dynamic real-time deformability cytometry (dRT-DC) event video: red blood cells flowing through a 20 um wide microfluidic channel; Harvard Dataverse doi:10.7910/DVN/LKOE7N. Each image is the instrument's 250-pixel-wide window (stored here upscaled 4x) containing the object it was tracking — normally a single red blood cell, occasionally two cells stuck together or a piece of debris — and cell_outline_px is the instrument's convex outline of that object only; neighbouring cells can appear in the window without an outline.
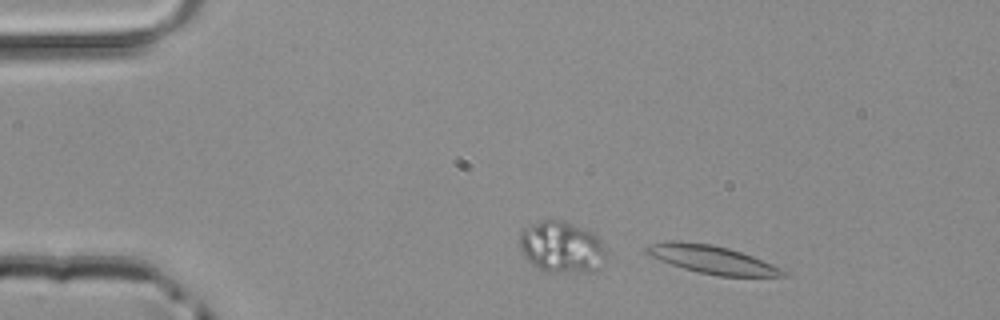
{"species": "common noctule bat (a hibernating species)", "species_latin": "Nyctalus noctula", "temperature_condition": "room temperature", "stored_images_in_passage": 41, "camera_frame_rate_fps": 3000, "um_per_image_px": 0.085, "animal": {"sex": "male", "body_mass_g": 20.4}, "frame": {"image": 1, "passage_image": 2, "time_ms": 0.333, "image_size_px": [1000, 320], "cell_outline_px": [[788, 276], [720, 276], [700, 272], [684, 268], [660, 260], [644, 252], [644, 248], [648, 244], [668, 240], [676, 240], [712, 244], [728, 248], [752, 256], [772, 264], [788, 272]], "centroid_in_image_um": [60.49, 22.04], "position_along_channel_um": 24.5, "area_um2": 22.2}}
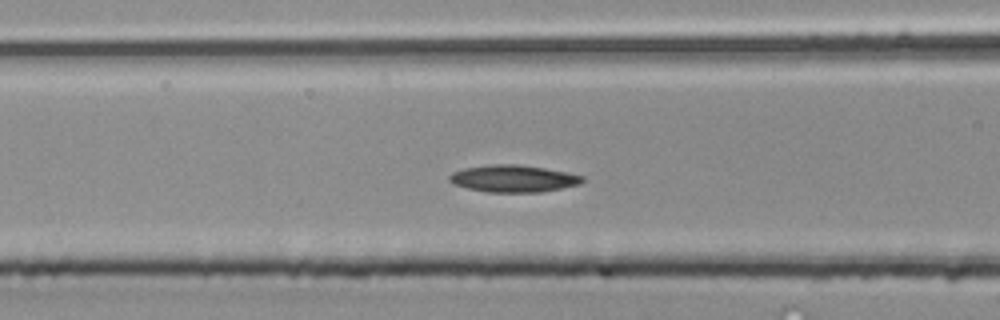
{"frame": {"image": 2, "passage_image": 15, "time_ms": 4.667, "image_size_px": [1000, 320], "cell_outline_px": [[584, 180], [580, 184], [540, 192], [488, 192], [468, 188], [452, 184], [448, 180], [448, 176], [452, 172], [464, 168], [488, 164], [516, 164], [544, 168], [584, 176]], "centroid_in_image_um": [43.58, 15.17], "position_along_channel_um": 123.0, "area_um2": 20.92}}
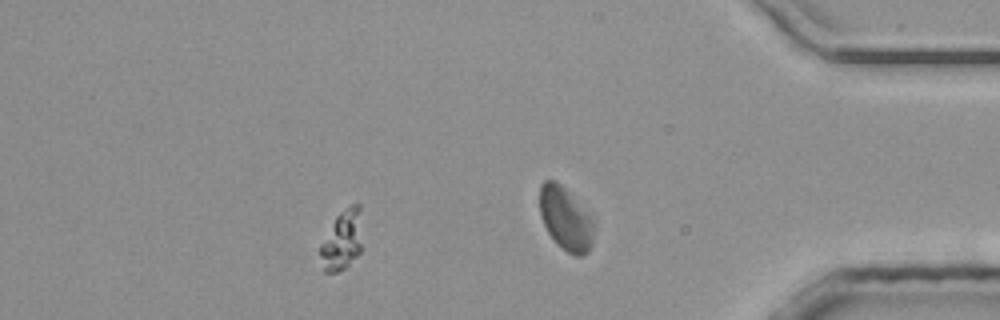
{"frame": {"image": 3, "passage_image": 35, "time_ms": 11.333, "image_size_px": [1000, 320], "cell_outline_px": [[360, 252], [344, 268], [336, 272], [324, 272], [320, 256], [320, 244], [336, 216], [340, 212], [352, 204], [360, 204]], "centroid_in_image_um": [29.05, 20.41], "position_along_channel_um": 406.2, "area_um2": 14.28}}